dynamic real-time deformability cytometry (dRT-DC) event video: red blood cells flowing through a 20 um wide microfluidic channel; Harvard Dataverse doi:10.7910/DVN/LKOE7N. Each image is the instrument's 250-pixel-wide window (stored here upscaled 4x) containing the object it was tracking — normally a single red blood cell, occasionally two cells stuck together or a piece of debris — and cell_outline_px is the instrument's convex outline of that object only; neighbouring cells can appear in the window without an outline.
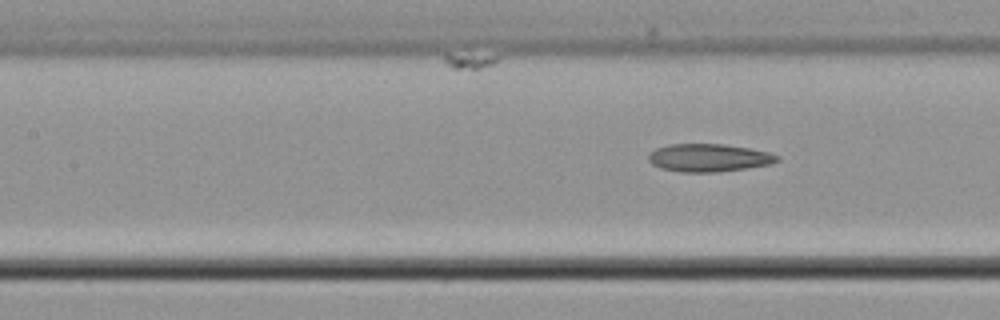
{"species": "common noctule bat (a hibernating species)", "species_latin": "Nyctalus noctula", "temperature_condition": "cold", "stored_images_in_passage": 8, "camera_frame_rate_fps": 3000, "um_per_image_px": 0.085, "animal": {"sex": "male", "body_mass_g": 21.5, "forearm_length_mm": 52.0}, "frame": {"image": 1, "passage_image": 8, "time_ms": 9.333, "image_size_px": [1000, 320], "cell_outline_px": [[780, 160], [772, 164], [716, 172], [680, 172], [660, 168], [652, 164], [648, 160], [648, 156], [656, 148], [668, 144], [724, 144], [748, 148], [768, 152], [780, 156]], "centroid_in_image_um": [60.24, 13.41], "position_along_channel_um": 147.2, "area_um2": 20.87}}